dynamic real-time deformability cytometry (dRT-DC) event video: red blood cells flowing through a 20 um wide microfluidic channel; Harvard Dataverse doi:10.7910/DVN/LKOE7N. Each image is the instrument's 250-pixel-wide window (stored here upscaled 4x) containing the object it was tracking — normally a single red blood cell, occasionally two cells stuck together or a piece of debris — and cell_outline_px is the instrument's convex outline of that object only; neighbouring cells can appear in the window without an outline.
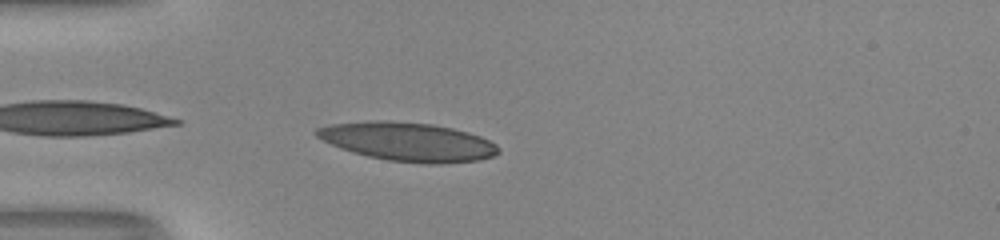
{"species": "human", "species_latin": "Homo sapiens", "temperature_condition": "room temperature", "stored_images_in_passage": 35, "camera_frame_rate_fps": 3000, "um_per_image_px": 0.085, "donor": {"sex": "male"}, "frame": {"image": 1, "passage_image": 1, "time_ms": 0.0, "image_size_px": [1000, 240], "cell_outline_px": [[500, 152], [492, 156], [480, 160], [440, 164], [420, 164], [388, 160], [368, 156], [352, 152], [340, 148], [316, 136], [312, 132], [316, 128], [332, 124], [380, 120], [432, 124], [452, 128], [468, 132], [480, 136], [496, 144], [500, 148]], "centroid_in_image_um": [34.69, 12.06], "position_along_channel_um": 50.3, "area_um2": 40.98}}
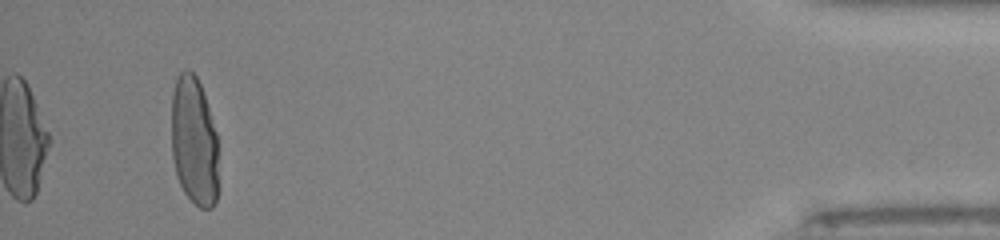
{"frame": {"image": 2, "passage_image": 35, "time_ms": 11.333, "image_size_px": [1000, 240], "cell_outline_px": [[216, 204], [212, 208], [200, 208], [184, 192], [176, 176], [172, 156], [172, 92], [176, 76], [184, 68], [188, 68], [196, 76], [200, 84], [216, 132]], "centroid_in_image_um": [16.46, 11.97], "position_along_channel_um": 418.7, "area_um2": 35.03}, "authors_computed_cell_mechanics": {"area_um2": 37.281, "velocity_mm_per_s": 4.0201, "shape_relaxation_time_tau1_ms": 5.4506, "shape_relaxation_time_tau2_ms": null, "deformation_change_tau1": 0.2384, "deformation_change_tau2": null}}